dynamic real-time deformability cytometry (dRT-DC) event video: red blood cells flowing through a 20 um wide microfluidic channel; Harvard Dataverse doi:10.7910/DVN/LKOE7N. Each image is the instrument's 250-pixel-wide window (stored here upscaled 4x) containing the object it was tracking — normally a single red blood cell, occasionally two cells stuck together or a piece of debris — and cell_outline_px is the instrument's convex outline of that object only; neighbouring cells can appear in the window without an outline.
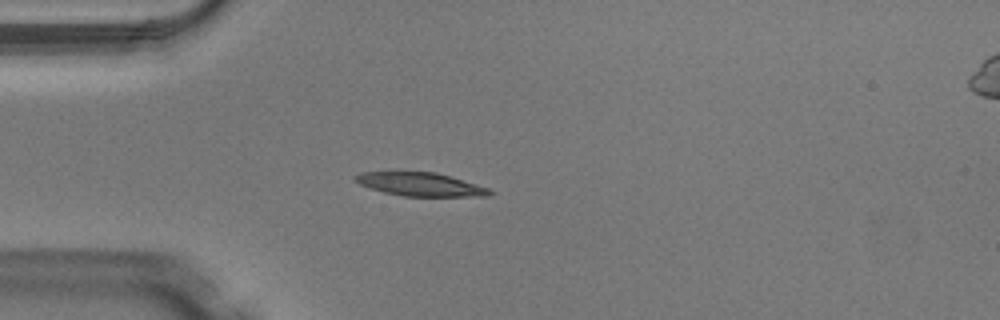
{"species": "Egyptian fruit bat (a non-hibernating species)", "species_latin": "Rousettus aegyptiacus", "temperature_condition": "warm", "stored_images_in_passage": 37, "camera_frame_rate_fps": 3000, "um_per_image_px": 0.085, "animal": {"sex": "male"}, "frame": {"image": 1, "passage_image": 1, "time_ms": 0.0, "image_size_px": [1000, 320], "cell_outline_px": [[492, 196], [404, 196], [384, 192], [360, 184], [352, 180], [352, 176], [360, 172], [388, 168], [436, 172], [476, 184], [488, 188], [492, 192]], "centroid_in_image_um": [35.58, 15.6], "position_along_channel_um": 49.4, "area_um2": 19.31}}
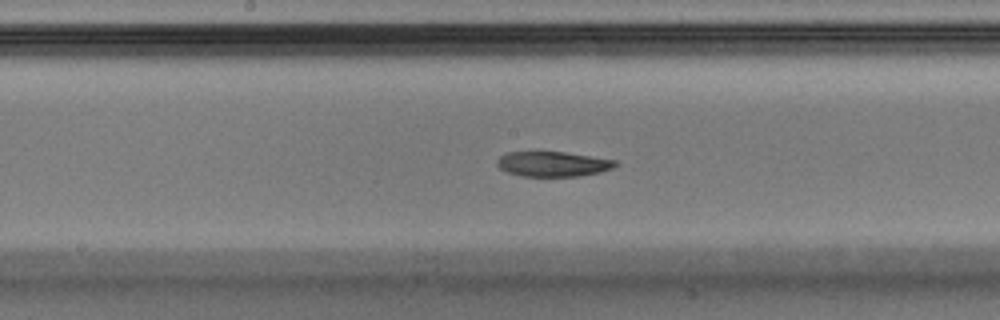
{"frame": {"image": 2, "passage_image": 13, "time_ms": 4.0, "image_size_px": [1000, 320], "cell_outline_px": [[616, 168], [600, 172], [580, 176], [520, 176], [508, 172], [500, 168], [496, 164], [496, 160], [500, 156], [508, 152], [564, 152], [616, 160]], "centroid_in_image_um": [47.0, 13.94], "position_along_channel_um": 201.2, "area_um2": 17.22}}
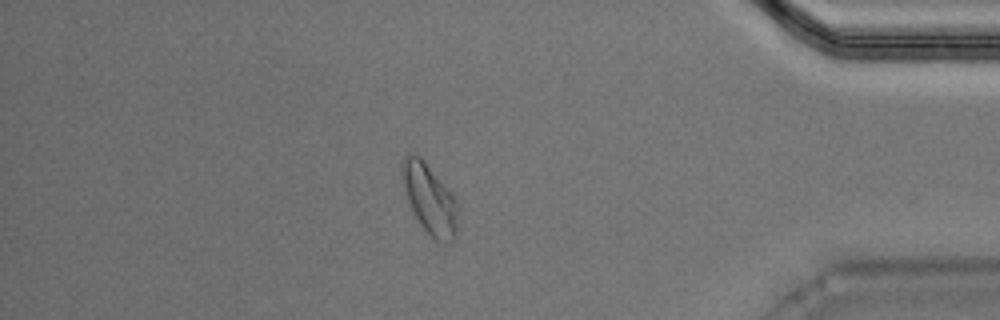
{"frame": {"image": 3, "passage_image": 30, "time_ms": 9.667, "image_size_px": [1000, 320], "cell_outline_px": [[456, 236], [448, 244], [436, 240], [420, 224], [408, 200], [400, 176], [400, 164], [404, 156], [408, 152], [420, 156], [424, 160], [456, 200]], "centroid_in_image_um": [36.46, 16.86], "position_along_channel_um": 398.7, "area_um2": 22.31}}